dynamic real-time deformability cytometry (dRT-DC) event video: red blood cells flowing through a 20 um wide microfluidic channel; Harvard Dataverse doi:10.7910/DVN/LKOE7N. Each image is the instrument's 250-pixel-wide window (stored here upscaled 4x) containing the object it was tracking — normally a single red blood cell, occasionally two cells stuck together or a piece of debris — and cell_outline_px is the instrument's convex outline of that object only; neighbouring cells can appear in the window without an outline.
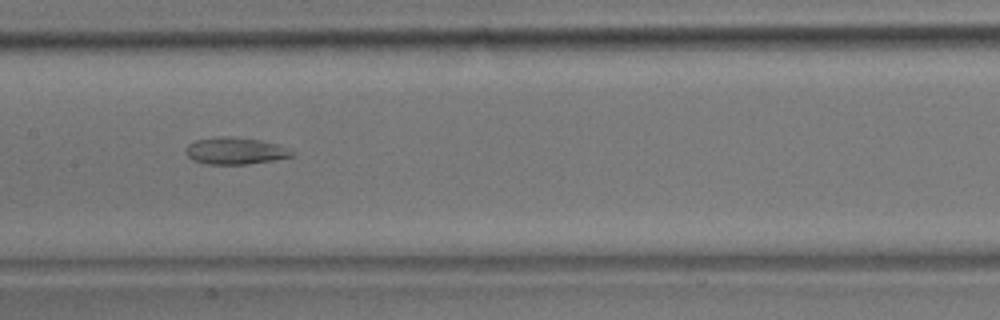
{"species": "common noctule bat (a hibernating species)", "species_latin": "Nyctalus noctula", "temperature_condition": "room temperature", "stored_images_in_passage": 45, "segment_of_instrument_passage": [2, 3], "camera_frame_rate_fps": 3000, "um_per_image_px": 0.085, "animal": {"sex": "male", "body_mass_g": 17.9}, "frame": {"image": 1, "passage_image": 28, "time_ms": 9.0, "image_size_px": [1000, 320], "cell_outline_px": [[296, 156], [248, 164], [204, 164], [192, 160], [184, 152], [184, 148], [188, 144], [196, 140], [220, 136], [236, 136], [276, 144], [296, 152]], "centroid_in_image_um": [19.96, 12.83], "position_along_channel_um": 187.4, "area_um2": 16.76}}
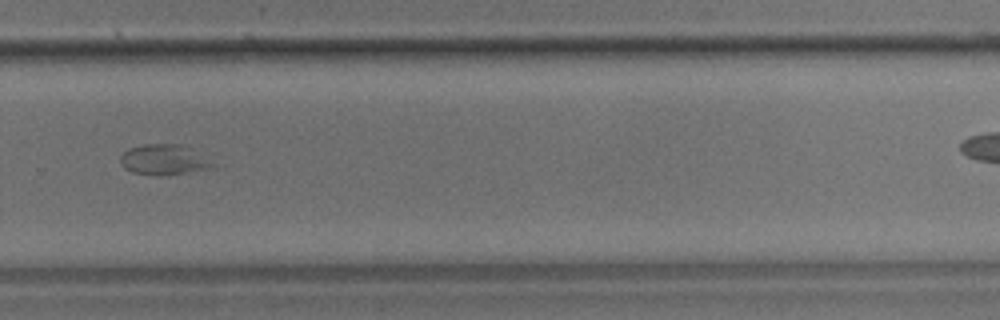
{"frame": {"image": 2, "passage_image": 38, "time_ms": 12.333, "image_size_px": [1000, 320], "cell_outline_px": [[224, 164], [216, 168], [164, 176], [156, 176], [132, 172], [124, 168], [120, 164], [120, 156], [128, 148], [144, 144], [180, 144]], "centroid_in_image_um": [14.05, 13.6], "position_along_channel_um": 315.7, "area_um2": 17.11}}
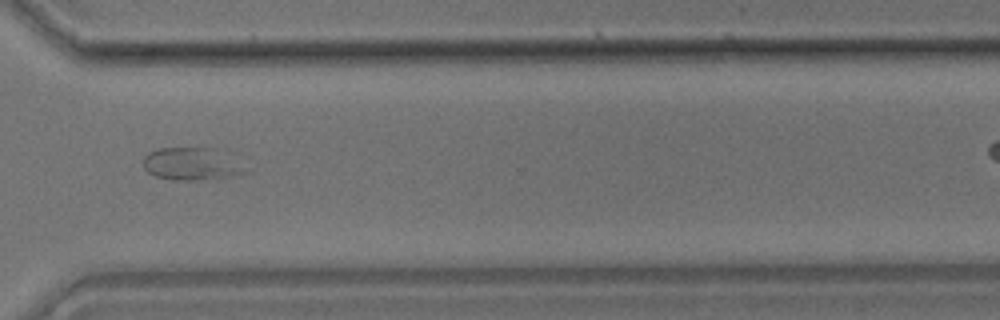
{"frame": {"image": 3, "passage_image": 41, "time_ms": 13.333, "image_size_px": [1000, 320], "cell_outline_px": [[248, 172], [232, 176], [192, 180], [176, 180], [156, 176], [148, 172], [144, 168], [144, 156], [148, 152], [156, 148], [216, 148]], "centroid_in_image_um": [16.18, 13.93], "position_along_channel_um": 354.4, "area_um2": 18.79}}